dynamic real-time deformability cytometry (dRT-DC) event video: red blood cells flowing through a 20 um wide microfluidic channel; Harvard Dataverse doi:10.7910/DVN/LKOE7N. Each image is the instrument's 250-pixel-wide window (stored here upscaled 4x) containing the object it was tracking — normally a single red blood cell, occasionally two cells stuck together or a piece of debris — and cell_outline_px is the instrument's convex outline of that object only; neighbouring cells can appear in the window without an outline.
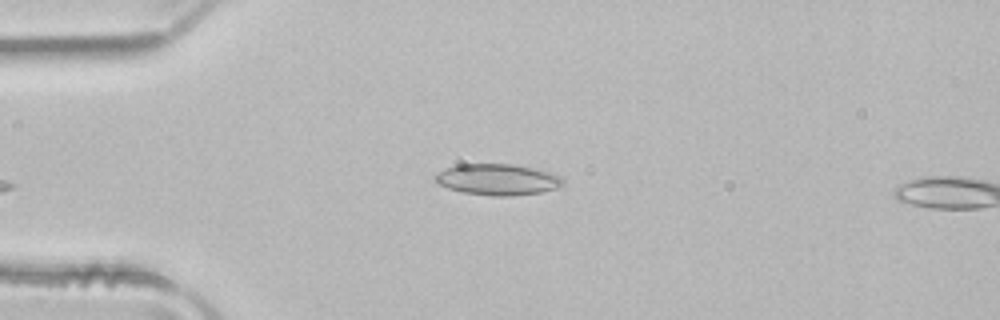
{"species": "common noctule bat (a hibernating species)", "species_latin": "Nyctalus noctula", "temperature_condition": "room temperature", "stored_images_in_passage": 2, "camera_frame_rate_fps": 3000, "um_per_image_px": 0.085, "animal": {"sex": "male", "body_mass_g": 21.5, "forearm_length_mm": 52.0}, "frame": {"image": 1, "passage_image": 2, "time_ms": 0.333, "image_size_px": [1000, 320], "cell_outline_px": [[564, 184], [556, 188], [540, 192], [512, 196], [492, 196], [464, 192], [448, 188], [440, 184], [436, 180], [436, 172], [444, 168], [456, 164], [512, 164], [552, 172], [560, 176], [564, 180]], "centroid_in_image_um": [42.3, 15.25], "position_along_channel_um": 42.7, "area_um2": 23.18}}